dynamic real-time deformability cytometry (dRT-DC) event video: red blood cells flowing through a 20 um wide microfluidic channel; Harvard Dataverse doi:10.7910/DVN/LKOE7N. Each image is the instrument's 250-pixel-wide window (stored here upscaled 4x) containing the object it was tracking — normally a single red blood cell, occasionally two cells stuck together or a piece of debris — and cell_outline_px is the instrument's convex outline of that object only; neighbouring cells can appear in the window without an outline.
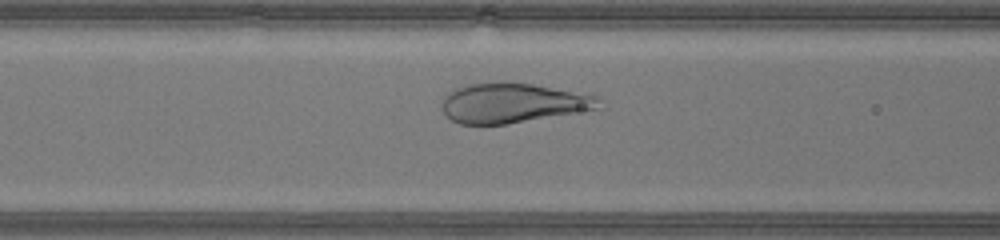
{"species": "human", "species_latin": "Homo sapiens", "temperature_condition": "warm", "stored_images_in_passage": 27, "camera_frame_rate_fps": 3000, "um_per_image_px": 0.085, "donor": {"sex": "male"}, "frame": {"image": 1, "passage_image": 9, "time_ms": 2.667, "image_size_px": [1000, 240], "cell_outline_px": [[604, 108], [508, 124], [460, 124], [452, 120], [444, 112], [440, 104], [444, 96], [448, 92], [456, 88], [468, 84], [532, 84], [592, 92], [600, 96]], "centroid_in_image_um": [43.73, 8.76], "position_along_channel_um": 122.9, "area_um2": 36.7}}
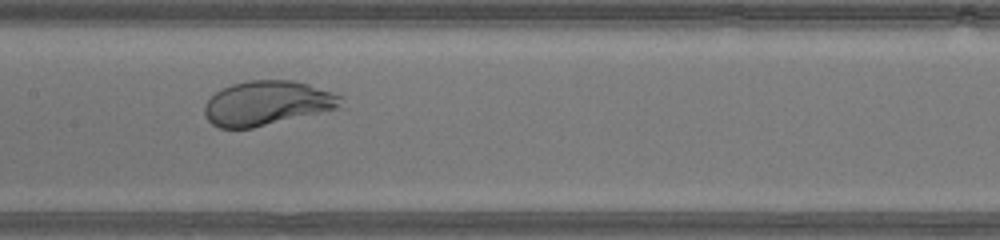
{"frame": {"image": 2, "passage_image": 13, "time_ms": 4.0, "image_size_px": [1000, 240], "cell_outline_px": [[348, 108], [252, 128], [220, 128], [212, 124], [208, 120], [204, 112], [204, 104], [220, 88], [232, 84], [248, 80], [292, 80], [308, 84], [344, 96]], "centroid_in_image_um": [22.83, 8.78], "position_along_channel_um": 184.6, "area_um2": 36.3}}
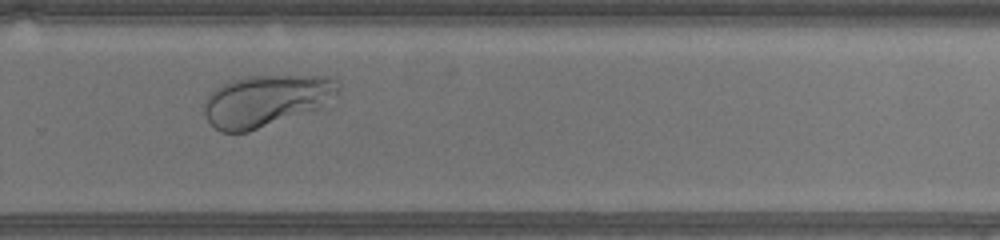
{"frame": {"image": 3, "passage_image": 21, "time_ms": 6.667, "image_size_px": [1000, 240], "cell_outline_px": [[340, 88], [320, 108], [248, 132], [220, 132], [208, 120], [204, 112], [204, 100], [220, 84], [232, 80], [248, 76], [332, 76], [340, 84]], "centroid_in_image_um": [22.6, 8.55], "position_along_channel_um": 307.2, "area_um2": 40.06}}